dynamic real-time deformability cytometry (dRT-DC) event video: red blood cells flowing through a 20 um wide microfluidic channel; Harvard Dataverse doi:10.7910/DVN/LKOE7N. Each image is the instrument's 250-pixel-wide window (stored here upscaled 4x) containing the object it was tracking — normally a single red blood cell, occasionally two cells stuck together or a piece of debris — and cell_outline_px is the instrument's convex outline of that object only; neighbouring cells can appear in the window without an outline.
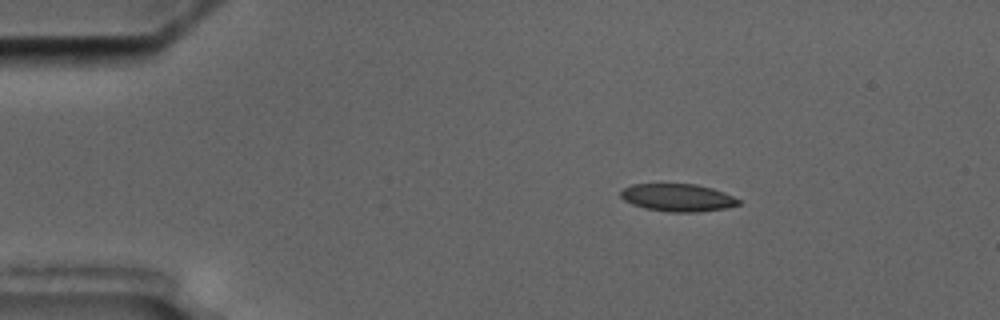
{"species": "common noctule bat (a hibernating species)", "species_latin": "Nyctalus noctula", "temperature_condition": "cold", "stored_images_in_passage": 3, "camera_frame_rate_fps": 3000, "um_per_image_px": 0.085, "animal": {"sex": "male", "body_mass_g": 17.5, "forearm_length_mm": 52.3}, "frame": {"image": 1, "passage_image": 1, "time_ms": 0.0, "image_size_px": [1000, 320], "cell_outline_px": [[740, 204], [724, 208], [700, 212], [668, 212], [644, 208], [632, 204], [624, 200], [620, 196], [620, 192], [624, 188], [632, 184], [696, 184], [712, 188], [724, 192], [740, 200]], "centroid_in_image_um": [57.59, 16.8], "position_along_channel_um": 27.4, "area_um2": 18.96}}